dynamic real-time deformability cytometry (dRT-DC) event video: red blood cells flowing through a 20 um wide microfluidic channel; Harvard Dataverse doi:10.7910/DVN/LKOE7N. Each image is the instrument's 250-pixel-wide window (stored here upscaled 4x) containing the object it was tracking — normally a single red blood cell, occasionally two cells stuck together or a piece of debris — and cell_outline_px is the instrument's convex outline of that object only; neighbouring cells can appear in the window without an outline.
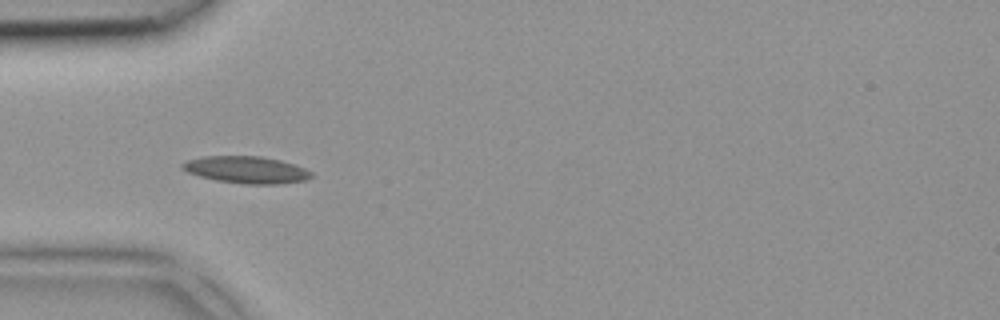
{"species": "common noctule bat (a hibernating species)", "species_latin": "Nyctalus noctula", "temperature_condition": "room temperature", "stored_images_in_passage": 4, "camera_frame_rate_fps": 3000, "um_per_image_px": 0.085, "animal": {"sex": "female", "body_mass_g": 18.4}, "frame": {"image": 1, "passage_image": 3, "time_ms": 0.667, "image_size_px": [1000, 320], "cell_outline_px": [[312, 176], [304, 180], [280, 184], [244, 184], [216, 180], [200, 176], [188, 172], [180, 168], [180, 164], [188, 160], [204, 156], [260, 156], [280, 160], [304, 168], [312, 172]], "centroid_in_image_um": [20.91, 14.43], "position_along_channel_um": 64.1, "area_um2": 20.17}}